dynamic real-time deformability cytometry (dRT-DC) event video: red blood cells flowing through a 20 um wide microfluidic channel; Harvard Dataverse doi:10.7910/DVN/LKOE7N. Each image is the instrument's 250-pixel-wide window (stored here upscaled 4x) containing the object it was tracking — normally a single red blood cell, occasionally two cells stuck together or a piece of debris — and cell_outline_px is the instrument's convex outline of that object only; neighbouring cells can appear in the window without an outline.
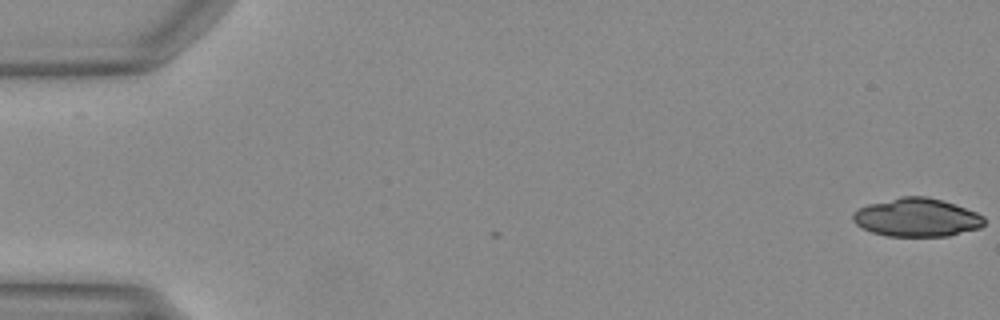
{"species": "Egyptian fruit bat (a non-hibernating species)", "species_latin": "Rousettus aegyptiacus", "temperature_condition": "warm", "stored_images_in_passage": 19, "camera_frame_rate_fps": 3000, "um_per_image_px": 0.085, "animal": {"sex": "female"}, "frame": {"image": 1, "passage_image": 1, "time_ms": 0.0, "image_size_px": [1000, 320], "cell_outline_px": [[984, 224], [980, 228], [948, 236], [888, 236], [872, 232], [860, 228], [852, 220], [852, 212], [868, 204], [900, 196], [928, 196], [944, 200], [976, 212], [984, 216]], "centroid_in_image_um": [77.91, 18.48], "position_along_channel_um": 7.1, "area_um2": 29.59}}
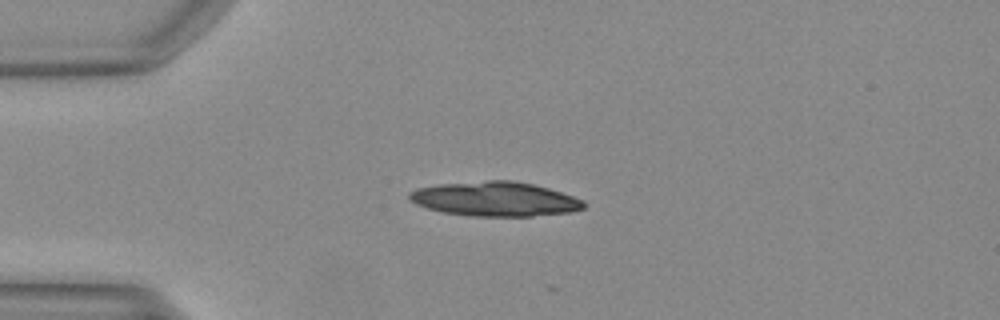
{"frame": {"image": 2, "passage_image": 13, "time_ms": 4.0, "image_size_px": [1000, 320], "cell_outline_px": [[588, 204], [584, 208], [572, 212], [532, 216], [468, 216], [440, 212], [416, 204], [408, 196], [408, 192], [416, 188], [440, 184], [488, 180], [512, 180], [532, 184], [548, 188], [584, 200]], "centroid_in_image_um": [42.09, 16.92], "position_along_channel_um": 42.9, "area_um2": 35.14}}